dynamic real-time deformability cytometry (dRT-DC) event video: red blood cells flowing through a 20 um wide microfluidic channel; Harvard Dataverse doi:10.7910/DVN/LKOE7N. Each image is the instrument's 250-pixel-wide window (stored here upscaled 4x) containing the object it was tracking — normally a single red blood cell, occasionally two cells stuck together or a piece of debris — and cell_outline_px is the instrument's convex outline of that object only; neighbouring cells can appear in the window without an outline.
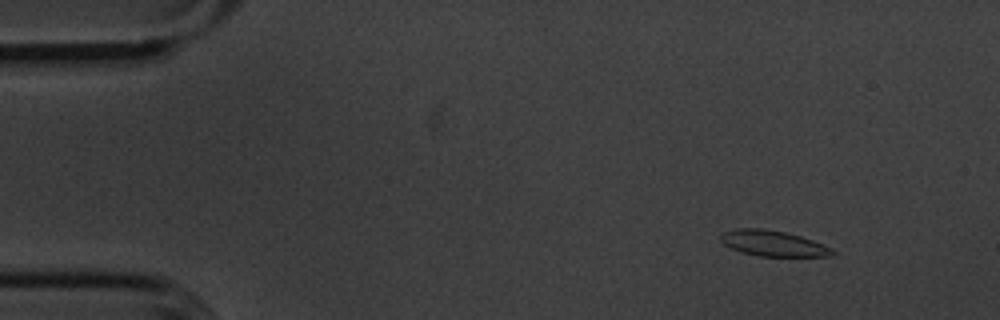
{"species": "common noctule bat (a hibernating species)", "species_latin": "Nyctalus noctula", "temperature_condition": "cold", "stored_images_in_passage": 55, "camera_frame_rate_fps": 3000, "um_per_image_px": 0.085, "animal": {"sex": "male", "body_mass_g": 20.1, "forearm_length_mm": 53.5}, "frame": {"image": 1, "passage_image": 6, "time_ms": 1.667, "image_size_px": [1000, 320], "cell_outline_px": [[836, 252], [832, 256], [760, 256], [740, 252], [724, 244], [720, 240], [720, 236], [724, 232], [736, 228], [760, 228], [784, 232], [800, 236], [812, 240], [832, 248]], "centroid_in_image_um": [65.71, 20.69], "position_along_channel_um": 19.3, "area_um2": 16.59}}
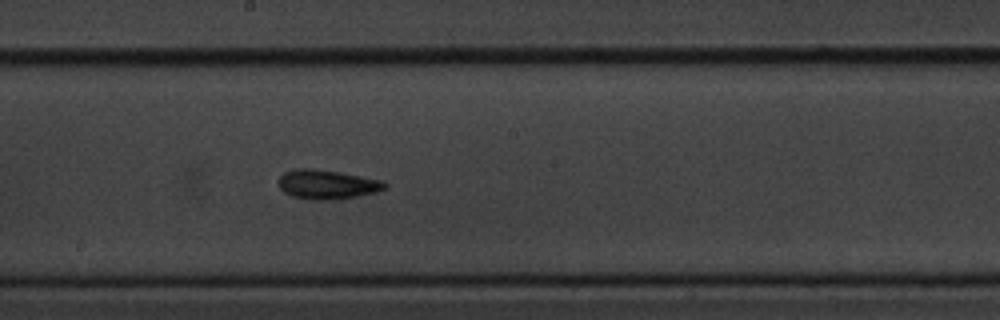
{"frame": {"image": 2, "passage_image": 30, "time_ms": 9.667, "image_size_px": [1000, 320], "cell_outline_px": [[388, 188], [376, 192], [356, 196], [332, 200], [312, 200], [292, 196], [284, 192], [280, 188], [280, 176], [284, 172], [292, 168], [312, 168], [384, 180], [388, 184]], "centroid_in_image_um": [27.82, 15.67], "position_along_channel_um": 220.4, "area_um2": 18.15}}
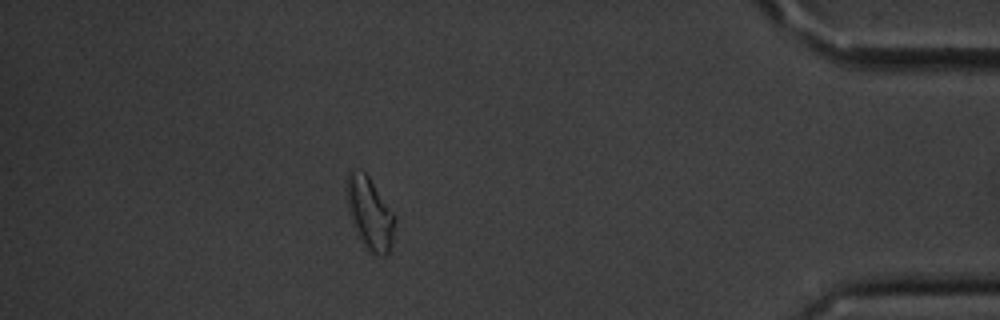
{"frame": {"image": 3, "passage_image": 49, "time_ms": 16.0, "image_size_px": [1000, 320], "cell_outline_px": [[396, 220], [392, 240], [388, 256], [380, 256], [368, 252], [352, 224], [348, 212], [348, 172], [352, 168], [364, 172], [368, 176], [396, 216]], "centroid_in_image_um": [31.46, 18.18], "position_along_channel_um": 403.7, "area_um2": 20.11}, "authors_computed_cell_mechanics": {"area_um2": 16.8776, "velocity_mm_per_s": 3.5902, "shape_relaxation_time_tau1_ms": 2.2438, "shape_relaxation_time_tau2_ms": 2.6751, "deformation_change_tau1": 0.1208, "deformation_change_tau2": 0.1092}}